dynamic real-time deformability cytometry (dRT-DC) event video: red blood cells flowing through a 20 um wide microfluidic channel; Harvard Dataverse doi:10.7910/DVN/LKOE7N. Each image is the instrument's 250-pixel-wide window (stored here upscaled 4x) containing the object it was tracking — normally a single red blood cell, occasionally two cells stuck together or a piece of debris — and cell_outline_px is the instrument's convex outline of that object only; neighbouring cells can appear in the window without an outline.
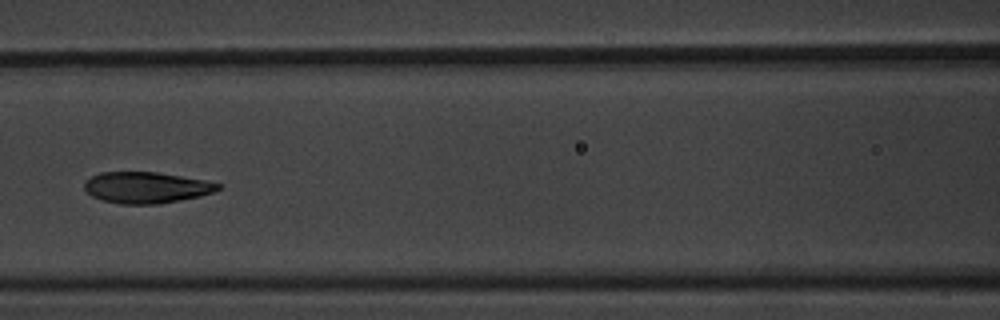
{"species": "common noctule bat (a hibernating species)", "species_latin": "Nyctalus noctula", "temperature_condition": "warm", "stored_images_in_passage": 16, "camera_frame_rate_fps": 3000, "um_per_image_px": 0.085, "animal": {"sex": "male", "body_mass_g": 20.1, "forearm_length_mm": 53.5}, "frame": {"image": 1, "passage_image": 7, "time_ms": 2.0, "image_size_px": [1000, 320], "cell_outline_px": [[224, 184], [216, 192], [200, 196], [180, 200], [156, 204], [120, 204], [100, 200], [92, 196], [84, 188], [84, 180], [100, 172], [156, 172], [204, 180]], "centroid_in_image_um": [12.44, 15.94], "position_along_channel_um": 154.2, "area_um2": 24.45}}
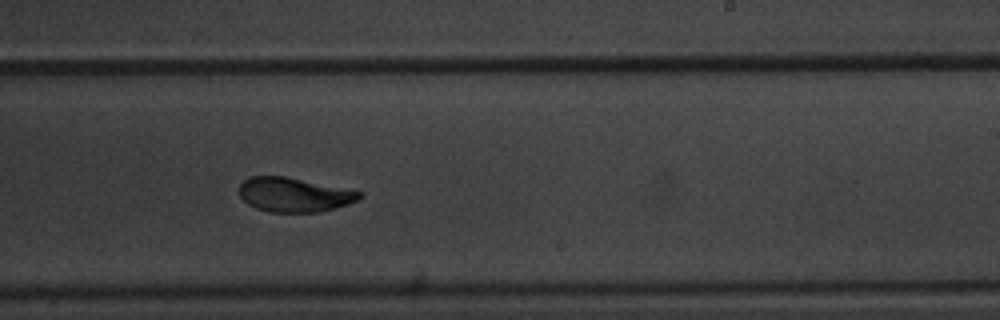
{"frame": {"image": 2, "passage_image": 10, "time_ms": 3.0, "image_size_px": [1000, 320], "cell_outline_px": [[360, 196], [356, 200], [348, 204], [320, 212], [268, 212], [256, 208], [248, 204], [240, 196], [240, 184], [244, 180], [252, 176], [284, 176], [360, 192]], "centroid_in_image_um": [24.93, 16.56], "position_along_channel_um": 264.1, "area_um2": 23.52}}